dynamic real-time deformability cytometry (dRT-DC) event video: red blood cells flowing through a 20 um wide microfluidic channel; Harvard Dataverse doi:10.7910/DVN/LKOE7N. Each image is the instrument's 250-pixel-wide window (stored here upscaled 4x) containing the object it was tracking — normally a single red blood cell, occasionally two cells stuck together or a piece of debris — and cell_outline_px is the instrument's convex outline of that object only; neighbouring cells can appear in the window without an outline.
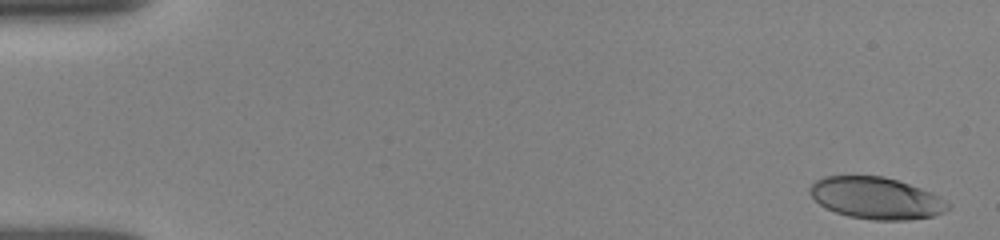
{"species": "human", "species_latin": "Homo sapiens", "temperature_condition": "room temperature", "stored_images_in_passage": 32, "camera_frame_rate_fps": 3000, "um_per_image_px": 0.085, "donor": {"sex": "female"}, "frame": {"image": 1, "passage_image": 1, "time_ms": 0.0, "image_size_px": [1000, 240], "cell_outline_px": [[952, 204], [944, 212], [932, 216], [908, 220], [872, 220], [848, 216], [836, 212], [820, 204], [808, 192], [808, 188], [816, 180], [824, 176], [884, 176], [932, 192], [940, 196]], "centroid_in_image_um": [74.49, 16.84], "position_along_channel_um": 10.5, "area_um2": 33.58}}
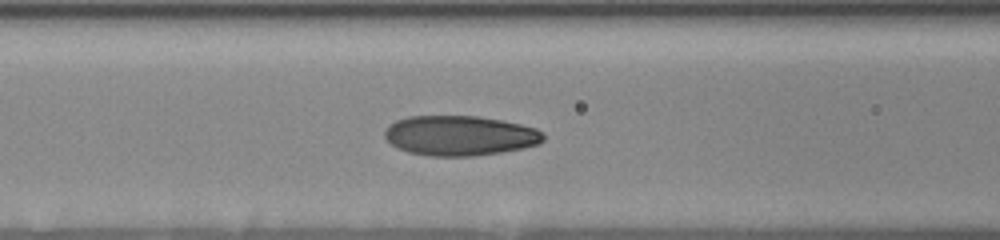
{"frame": {"image": 2, "passage_image": 24, "time_ms": 6.667, "image_size_px": [1000, 240], "cell_outline_px": [[544, 140], [540, 144], [524, 148], [500, 152], [472, 156], [432, 156], [408, 152], [396, 148], [384, 136], [384, 132], [388, 124], [396, 120], [408, 116], [476, 116], [500, 120], [520, 124], [536, 128], [544, 136]], "centroid_in_image_um": [39.06, 11.53], "position_along_channel_um": 127.5, "area_um2": 36.99}}
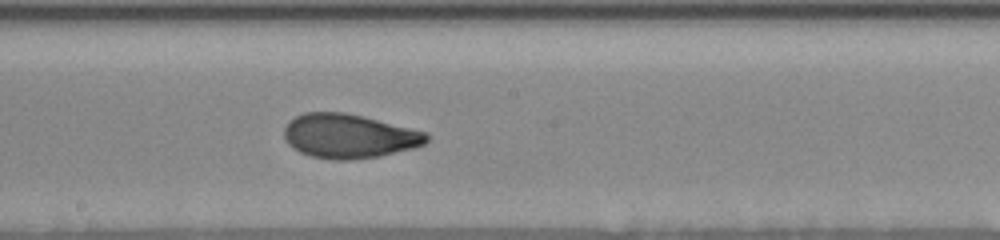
{"frame": {"image": 3, "passage_image": 32, "time_ms": 9.0, "image_size_px": [1000, 240], "cell_outline_px": [[428, 140], [424, 144], [412, 148], [380, 156], [348, 160], [332, 160], [308, 156], [292, 148], [284, 140], [284, 128], [288, 120], [304, 112], [344, 112], [428, 132]], "centroid_in_image_um": [29.61, 11.57], "position_along_channel_um": 218.6, "area_um2": 36.82}}